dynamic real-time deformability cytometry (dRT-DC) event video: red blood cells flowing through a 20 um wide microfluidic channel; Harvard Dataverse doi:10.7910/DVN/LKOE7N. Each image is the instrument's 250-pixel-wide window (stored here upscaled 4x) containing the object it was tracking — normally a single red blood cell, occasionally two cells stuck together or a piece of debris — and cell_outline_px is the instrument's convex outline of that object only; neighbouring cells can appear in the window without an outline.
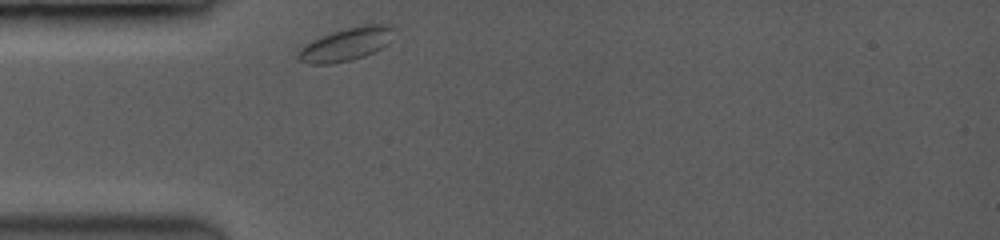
{"species": "common noctule bat (a hibernating species)", "species_latin": "Nyctalus noctula", "temperature_condition": "room temperature", "stored_images_in_passage": 24, "camera_frame_rate_fps": 3500, "um_per_image_px": 0.085, "animal": {"sex": "female", "body_mass_g": 19.0, "forearm_length_mm": 53.3}, "frame": {"image": 1, "passage_image": 1, "time_ms": 0.0, "image_size_px": [1000, 240], "cell_outline_px": [[396, 28], [392, 40], [388, 44], [364, 56], [348, 60], [328, 64], [308, 64], [300, 60], [296, 56], [300, 48], [304, 44], [312, 40], [332, 32], [344, 28], [364, 24], [388, 24]], "centroid_in_image_um": [29.45, 3.74], "position_along_channel_um": 55.6, "area_um2": 18.55}}
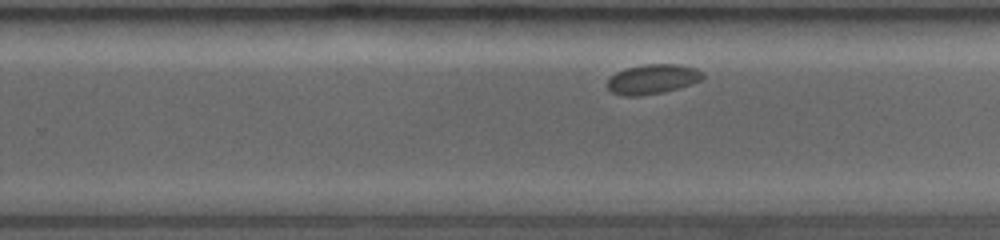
{"frame": {"image": 2, "passage_image": 14, "time_ms": 6.286, "image_size_px": [1000, 240], "cell_outline_px": [[704, 76], [700, 80], [676, 88], [660, 92], [640, 96], [628, 96], [612, 92], [608, 88], [608, 80], [616, 72], [624, 68], [644, 64], [680, 64], [696, 68], [704, 72]], "centroid_in_image_um": [55.46, 6.7], "position_along_channel_um": 274.3, "area_um2": 16.3}}
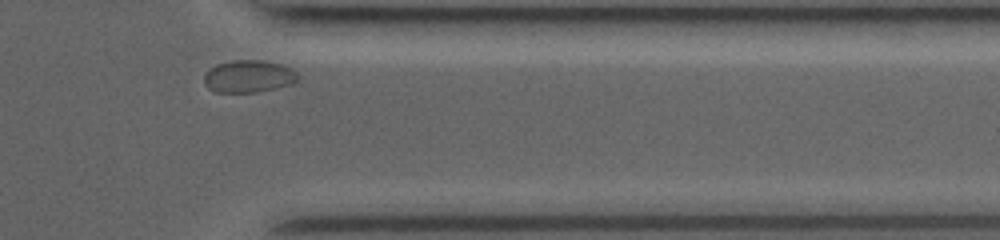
{"frame": {"image": 3, "passage_image": 22, "time_ms": 9.429, "image_size_px": [1000, 240], "cell_outline_px": [[296, 80], [292, 84], [276, 88], [256, 92], [216, 92], [208, 88], [204, 84], [204, 76], [208, 68], [216, 64], [232, 60], [256, 60], [280, 64], [296, 72]], "centroid_in_image_um": [21.06, 6.49], "position_along_channel_um": 390.3, "area_um2": 17.51}}